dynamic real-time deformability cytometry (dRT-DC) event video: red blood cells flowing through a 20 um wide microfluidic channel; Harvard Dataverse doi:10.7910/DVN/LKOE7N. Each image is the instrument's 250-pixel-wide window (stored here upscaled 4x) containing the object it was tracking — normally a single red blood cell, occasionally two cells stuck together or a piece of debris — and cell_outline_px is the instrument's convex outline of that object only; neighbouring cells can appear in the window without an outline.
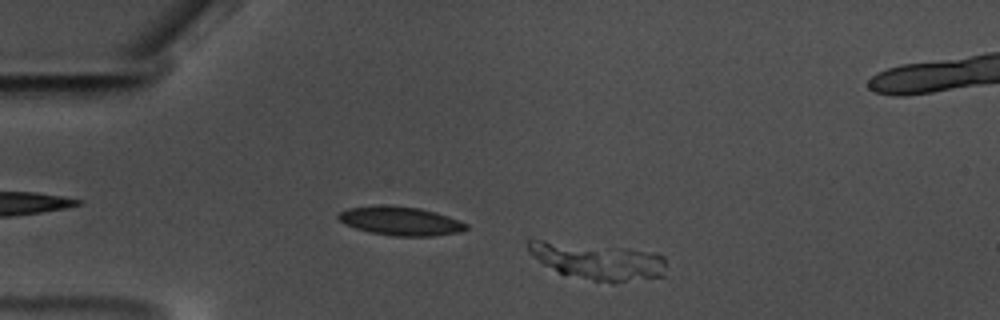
{"species": "common noctule bat (a hibernating species)", "species_latin": "Nyctalus noctula", "temperature_condition": "warm", "stored_images_in_passage": 52, "camera_frame_rate_fps": 3000, "um_per_image_px": 0.085, "animal": {"sex": "male", "body_mass_g": 17.5, "forearm_length_mm": 52.3}, "frame": {"image": 1, "passage_image": 4, "time_ms": 1.0, "image_size_px": [1000, 320], "cell_outline_px": [[668, 268], [664, 276], [616, 284], [612, 284], [592, 280], [560, 272], [544, 264], [532, 256], [528, 252], [524, 244], [524, 240], [528, 236], [628, 248], [660, 252], [664, 256]], "centroid_in_image_um": [50.78, 22.13], "position_along_channel_um": 34.2, "area_um2": 31.33}}
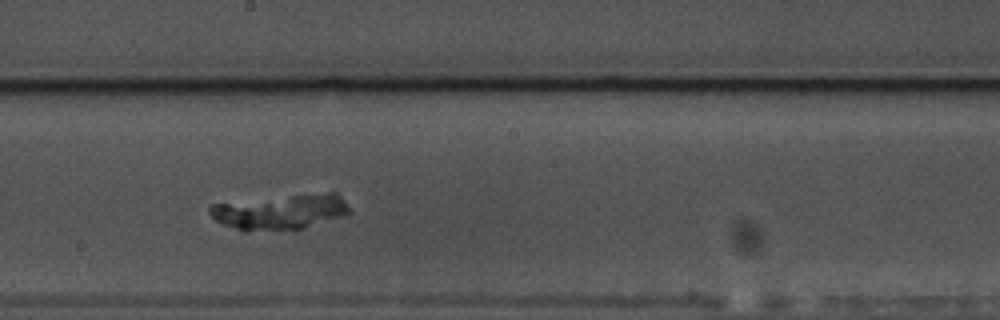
{"frame": {"image": 2, "passage_image": 25, "time_ms": 8.0, "image_size_px": [1000, 320], "cell_outline_px": [[352, 212], [304, 228], [248, 232], [244, 232], [224, 224], [216, 220], [208, 212], [208, 204], [332, 192], [336, 192], [352, 208]], "centroid_in_image_um": [23.81, 18.02], "position_along_channel_um": 224.4, "area_um2": 28.26}}
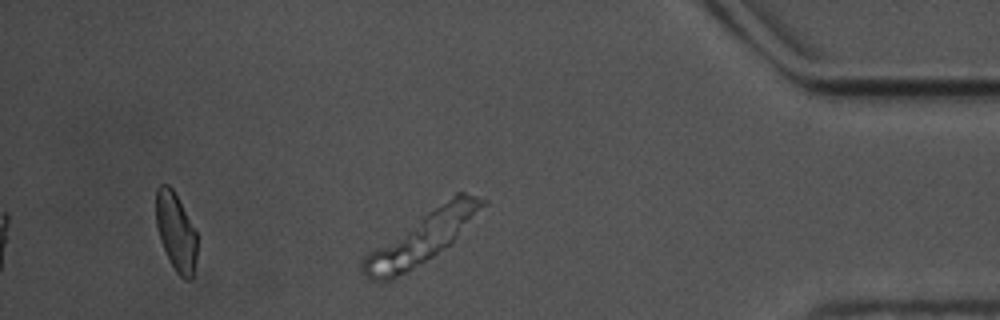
{"frame": {"image": 3, "passage_image": 43, "time_ms": 14.0, "image_size_px": [1000, 320], "cell_outline_px": [[488, 204], [448, 244], [432, 256], [392, 280], [372, 280], [360, 272], [360, 260], [368, 252], [456, 192], [464, 192], [488, 200]], "centroid_in_image_um": [35.85, 20.19], "position_along_channel_um": 399.3, "area_um2": 34.45}}